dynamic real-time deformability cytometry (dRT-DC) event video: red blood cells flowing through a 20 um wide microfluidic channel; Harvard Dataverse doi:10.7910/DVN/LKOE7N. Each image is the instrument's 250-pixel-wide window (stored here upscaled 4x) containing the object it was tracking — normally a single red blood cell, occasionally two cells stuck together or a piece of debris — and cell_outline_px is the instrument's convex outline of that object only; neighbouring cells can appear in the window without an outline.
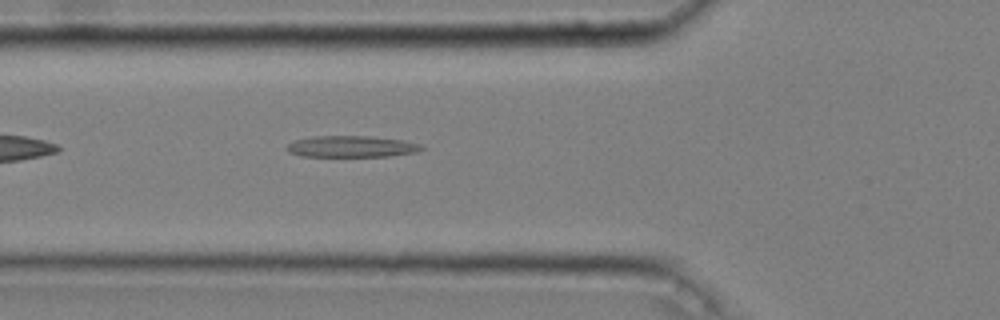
{"species": "common noctule bat (a hibernating species)", "species_latin": "Nyctalus noctula", "temperature_condition": "cold", "stored_images_in_passage": 37, "camera_frame_rate_fps": 3000, "um_per_image_px": 0.085, "animal": {"sex": "male", "body_mass_g": 20.4}, "frame": {"image": 1, "passage_image": 6, "time_ms": 1.667, "image_size_px": [1000, 320], "cell_outline_px": [[424, 148], [416, 152], [388, 156], [300, 156], [288, 152], [284, 148], [288, 144], [296, 140], [312, 136], [368, 136], [404, 140], [420, 144]], "centroid_in_image_um": [29.84, 12.45], "position_along_channel_um": 96.0, "area_um2": 16.76}}
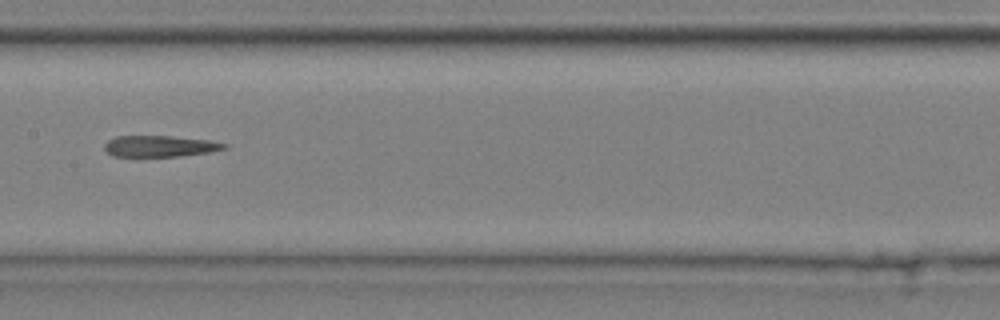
{"frame": {"image": 2, "passage_image": 14, "time_ms": 4.333, "image_size_px": [1000, 320], "cell_outline_px": [[228, 148], [208, 152], [180, 156], [112, 156], [104, 148], [104, 144], [108, 140], [116, 136], [172, 136], [208, 140], [228, 144]], "centroid_in_image_um": [13.59, 12.42], "position_along_channel_um": 193.8, "area_um2": 14.74}}
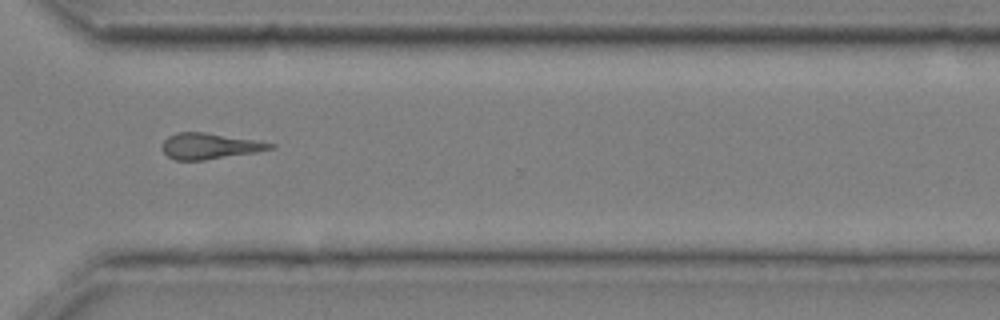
{"frame": {"image": 3, "passage_image": 27, "time_ms": 8.667, "image_size_px": [1000, 320], "cell_outline_px": [[276, 148], [256, 152], [204, 160], [176, 160], [168, 156], [164, 152], [164, 140], [168, 136], [176, 132], [204, 132], [260, 140], [276, 144]], "centroid_in_image_um": [17.89, 12.4], "position_along_channel_um": 352.7, "area_um2": 16.36}}